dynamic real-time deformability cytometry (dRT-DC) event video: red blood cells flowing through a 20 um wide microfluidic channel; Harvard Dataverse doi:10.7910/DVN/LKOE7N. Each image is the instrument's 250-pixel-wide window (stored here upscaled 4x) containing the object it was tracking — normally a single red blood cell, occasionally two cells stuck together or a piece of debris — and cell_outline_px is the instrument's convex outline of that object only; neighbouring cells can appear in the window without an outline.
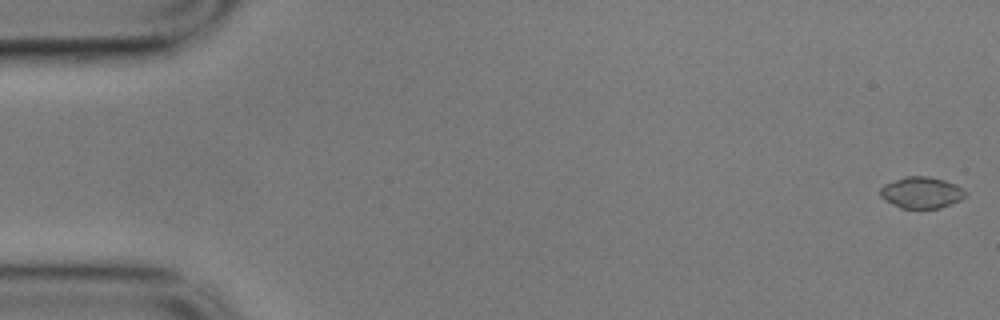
{"species": "common noctule bat (a hibernating species)", "species_latin": "Nyctalus noctula", "temperature_condition": "cold", "stored_images_in_passage": 57, "camera_frame_rate_fps": 3000, "um_per_image_px": 0.085, "animal": {"sex": "male", "body_mass_g": 17.9}, "frame": {"image": 1, "passage_image": 1, "time_ms": 0.0, "image_size_px": [1000, 320], "cell_outline_px": [[968, 192], [960, 200], [940, 208], [900, 208], [884, 200], [880, 196], [880, 188], [884, 184], [904, 176], [928, 176], [944, 180], [956, 184], [964, 188]], "centroid_in_image_um": [78.32, 16.36], "position_along_channel_um": 6.7, "area_um2": 15.72}}
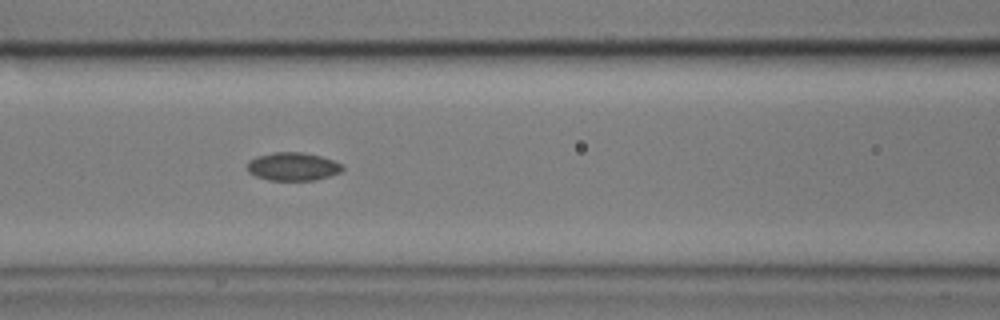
{"frame": {"image": 2, "passage_image": 24, "time_ms": 7.667, "image_size_px": [1000, 320], "cell_outline_px": [[344, 168], [340, 172], [316, 180], [268, 180], [256, 176], [248, 172], [248, 160], [256, 156], [276, 152], [304, 152], [320, 156], [344, 164]], "centroid_in_image_um": [24.9, 14.15], "position_along_channel_um": 141.7, "area_um2": 15.66}}
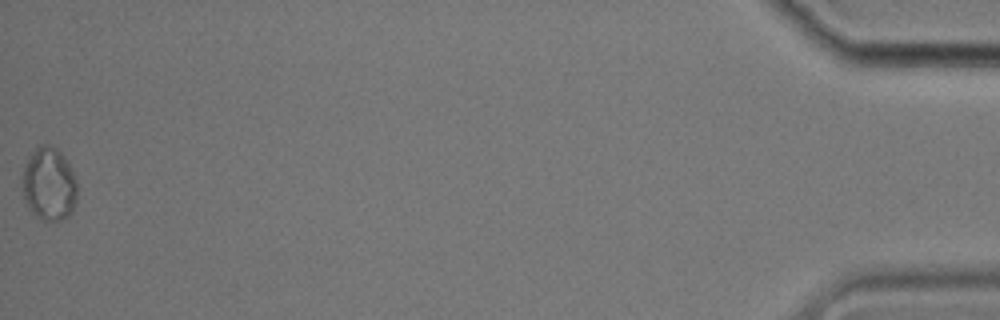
{"frame": {"image": 3, "passage_image": 57, "time_ms": 18.667, "image_size_px": [1000, 320], "cell_outline_px": [[76, 200], [72, 212], [68, 216], [60, 220], [44, 220], [36, 216], [28, 208], [20, 184], [24, 168], [36, 144], [48, 144], [56, 148], [64, 156], [76, 180]], "centroid_in_image_um": [4.14, 15.64], "position_along_channel_um": 431.1, "area_um2": 23.47}, "authors_computed_cell_mechanics": {"area_um2": 15.895, "velocity_mm_per_s": 3.5124, "shape_relaxation_time_tau1_ms": 5.6982, "shape_relaxation_time_tau2_ms": null, "deformation_change_tau1": 0.1155, "deformation_change_tau2": null}}